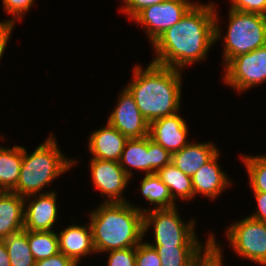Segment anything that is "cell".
I'll return each instance as SVG.
<instances>
[{
    "mask_svg": "<svg viewBox=\"0 0 266 266\" xmlns=\"http://www.w3.org/2000/svg\"><path fill=\"white\" fill-rule=\"evenodd\" d=\"M0 266H11L6 245L3 240H0Z\"/></svg>",
    "mask_w": 266,
    "mask_h": 266,
    "instance_id": "cell-37",
    "label": "cell"
},
{
    "mask_svg": "<svg viewBox=\"0 0 266 266\" xmlns=\"http://www.w3.org/2000/svg\"><path fill=\"white\" fill-rule=\"evenodd\" d=\"M217 153L218 150L212 143H188L180 151L172 153L171 163L192 177Z\"/></svg>",
    "mask_w": 266,
    "mask_h": 266,
    "instance_id": "cell-18",
    "label": "cell"
},
{
    "mask_svg": "<svg viewBox=\"0 0 266 266\" xmlns=\"http://www.w3.org/2000/svg\"><path fill=\"white\" fill-rule=\"evenodd\" d=\"M162 266H192L201 256L202 246H153Z\"/></svg>",
    "mask_w": 266,
    "mask_h": 266,
    "instance_id": "cell-22",
    "label": "cell"
},
{
    "mask_svg": "<svg viewBox=\"0 0 266 266\" xmlns=\"http://www.w3.org/2000/svg\"><path fill=\"white\" fill-rule=\"evenodd\" d=\"M119 163L123 170L130 177L132 176V173L127 166L143 170L146 172V174H150V152H148V136L143 138L128 139L125 143Z\"/></svg>",
    "mask_w": 266,
    "mask_h": 266,
    "instance_id": "cell-20",
    "label": "cell"
},
{
    "mask_svg": "<svg viewBox=\"0 0 266 266\" xmlns=\"http://www.w3.org/2000/svg\"><path fill=\"white\" fill-rule=\"evenodd\" d=\"M231 9L266 15V0H232Z\"/></svg>",
    "mask_w": 266,
    "mask_h": 266,
    "instance_id": "cell-31",
    "label": "cell"
},
{
    "mask_svg": "<svg viewBox=\"0 0 266 266\" xmlns=\"http://www.w3.org/2000/svg\"><path fill=\"white\" fill-rule=\"evenodd\" d=\"M14 23L8 21L0 22V60L7 46L9 36L12 32Z\"/></svg>",
    "mask_w": 266,
    "mask_h": 266,
    "instance_id": "cell-36",
    "label": "cell"
},
{
    "mask_svg": "<svg viewBox=\"0 0 266 266\" xmlns=\"http://www.w3.org/2000/svg\"><path fill=\"white\" fill-rule=\"evenodd\" d=\"M156 174L169 188L174 201L176 200V196L183 200L194 197L191 176L183 173L174 164L170 163L165 165Z\"/></svg>",
    "mask_w": 266,
    "mask_h": 266,
    "instance_id": "cell-21",
    "label": "cell"
},
{
    "mask_svg": "<svg viewBox=\"0 0 266 266\" xmlns=\"http://www.w3.org/2000/svg\"><path fill=\"white\" fill-rule=\"evenodd\" d=\"M227 29L224 37L225 64L234 57L266 45V15L230 8Z\"/></svg>",
    "mask_w": 266,
    "mask_h": 266,
    "instance_id": "cell-5",
    "label": "cell"
},
{
    "mask_svg": "<svg viewBox=\"0 0 266 266\" xmlns=\"http://www.w3.org/2000/svg\"><path fill=\"white\" fill-rule=\"evenodd\" d=\"M34 266H77L70 258L59 252L47 259L35 261Z\"/></svg>",
    "mask_w": 266,
    "mask_h": 266,
    "instance_id": "cell-34",
    "label": "cell"
},
{
    "mask_svg": "<svg viewBox=\"0 0 266 266\" xmlns=\"http://www.w3.org/2000/svg\"><path fill=\"white\" fill-rule=\"evenodd\" d=\"M250 177V186L254 192H266V155L243 156Z\"/></svg>",
    "mask_w": 266,
    "mask_h": 266,
    "instance_id": "cell-26",
    "label": "cell"
},
{
    "mask_svg": "<svg viewBox=\"0 0 266 266\" xmlns=\"http://www.w3.org/2000/svg\"><path fill=\"white\" fill-rule=\"evenodd\" d=\"M148 152H150V174L157 173L165 165L171 163L172 154L152 140L149 135Z\"/></svg>",
    "mask_w": 266,
    "mask_h": 266,
    "instance_id": "cell-27",
    "label": "cell"
},
{
    "mask_svg": "<svg viewBox=\"0 0 266 266\" xmlns=\"http://www.w3.org/2000/svg\"><path fill=\"white\" fill-rule=\"evenodd\" d=\"M57 235L59 252L70 258L76 265L82 256L96 252L90 225L87 227L71 225Z\"/></svg>",
    "mask_w": 266,
    "mask_h": 266,
    "instance_id": "cell-15",
    "label": "cell"
},
{
    "mask_svg": "<svg viewBox=\"0 0 266 266\" xmlns=\"http://www.w3.org/2000/svg\"><path fill=\"white\" fill-rule=\"evenodd\" d=\"M74 163V160L64 157L52 135L30 155L23 147L20 177L12 192L24 197L25 200L31 196L33 198L43 187L69 170Z\"/></svg>",
    "mask_w": 266,
    "mask_h": 266,
    "instance_id": "cell-4",
    "label": "cell"
},
{
    "mask_svg": "<svg viewBox=\"0 0 266 266\" xmlns=\"http://www.w3.org/2000/svg\"><path fill=\"white\" fill-rule=\"evenodd\" d=\"M108 123L128 139L143 138L149 135L150 123L141 114L133 95L127 88L121 92Z\"/></svg>",
    "mask_w": 266,
    "mask_h": 266,
    "instance_id": "cell-10",
    "label": "cell"
},
{
    "mask_svg": "<svg viewBox=\"0 0 266 266\" xmlns=\"http://www.w3.org/2000/svg\"><path fill=\"white\" fill-rule=\"evenodd\" d=\"M125 6L122 7L123 12H126L130 18H134L142 9L150 5L159 4L166 0H123Z\"/></svg>",
    "mask_w": 266,
    "mask_h": 266,
    "instance_id": "cell-33",
    "label": "cell"
},
{
    "mask_svg": "<svg viewBox=\"0 0 266 266\" xmlns=\"http://www.w3.org/2000/svg\"><path fill=\"white\" fill-rule=\"evenodd\" d=\"M11 266H34L35 260L29 248L27 230L22 229L3 239Z\"/></svg>",
    "mask_w": 266,
    "mask_h": 266,
    "instance_id": "cell-23",
    "label": "cell"
},
{
    "mask_svg": "<svg viewBox=\"0 0 266 266\" xmlns=\"http://www.w3.org/2000/svg\"><path fill=\"white\" fill-rule=\"evenodd\" d=\"M186 122L177 113L156 119L150 123L149 136L171 154L180 151L189 142Z\"/></svg>",
    "mask_w": 266,
    "mask_h": 266,
    "instance_id": "cell-12",
    "label": "cell"
},
{
    "mask_svg": "<svg viewBox=\"0 0 266 266\" xmlns=\"http://www.w3.org/2000/svg\"><path fill=\"white\" fill-rule=\"evenodd\" d=\"M213 4H195L181 20L167 29L152 45V62L181 70L205 58L209 47L221 37Z\"/></svg>",
    "mask_w": 266,
    "mask_h": 266,
    "instance_id": "cell-1",
    "label": "cell"
},
{
    "mask_svg": "<svg viewBox=\"0 0 266 266\" xmlns=\"http://www.w3.org/2000/svg\"><path fill=\"white\" fill-rule=\"evenodd\" d=\"M96 252L137 247L144 236V210L128 202H105L91 213Z\"/></svg>",
    "mask_w": 266,
    "mask_h": 266,
    "instance_id": "cell-3",
    "label": "cell"
},
{
    "mask_svg": "<svg viewBox=\"0 0 266 266\" xmlns=\"http://www.w3.org/2000/svg\"><path fill=\"white\" fill-rule=\"evenodd\" d=\"M27 239L35 261L47 259L59 253L58 235L54 231L27 230Z\"/></svg>",
    "mask_w": 266,
    "mask_h": 266,
    "instance_id": "cell-25",
    "label": "cell"
},
{
    "mask_svg": "<svg viewBox=\"0 0 266 266\" xmlns=\"http://www.w3.org/2000/svg\"><path fill=\"white\" fill-rule=\"evenodd\" d=\"M258 204V210L249 217L266 222V192H254Z\"/></svg>",
    "mask_w": 266,
    "mask_h": 266,
    "instance_id": "cell-35",
    "label": "cell"
},
{
    "mask_svg": "<svg viewBox=\"0 0 266 266\" xmlns=\"http://www.w3.org/2000/svg\"><path fill=\"white\" fill-rule=\"evenodd\" d=\"M136 266H162L157 250L148 242L136 247Z\"/></svg>",
    "mask_w": 266,
    "mask_h": 266,
    "instance_id": "cell-29",
    "label": "cell"
},
{
    "mask_svg": "<svg viewBox=\"0 0 266 266\" xmlns=\"http://www.w3.org/2000/svg\"><path fill=\"white\" fill-rule=\"evenodd\" d=\"M218 156L219 152L191 177L194 195L200 193L215 199L230 184L217 163Z\"/></svg>",
    "mask_w": 266,
    "mask_h": 266,
    "instance_id": "cell-17",
    "label": "cell"
},
{
    "mask_svg": "<svg viewBox=\"0 0 266 266\" xmlns=\"http://www.w3.org/2000/svg\"><path fill=\"white\" fill-rule=\"evenodd\" d=\"M56 193H40L35 201L24 205V229L29 231H52L57 219ZM27 207V209H26Z\"/></svg>",
    "mask_w": 266,
    "mask_h": 266,
    "instance_id": "cell-13",
    "label": "cell"
},
{
    "mask_svg": "<svg viewBox=\"0 0 266 266\" xmlns=\"http://www.w3.org/2000/svg\"><path fill=\"white\" fill-rule=\"evenodd\" d=\"M206 242L205 251L192 266H223L222 252L216 244L213 235H210Z\"/></svg>",
    "mask_w": 266,
    "mask_h": 266,
    "instance_id": "cell-28",
    "label": "cell"
},
{
    "mask_svg": "<svg viewBox=\"0 0 266 266\" xmlns=\"http://www.w3.org/2000/svg\"><path fill=\"white\" fill-rule=\"evenodd\" d=\"M33 2L34 0H3L4 9L8 14L10 13L14 16V19H8V22L15 23V17L17 19L22 18L21 15L29 10Z\"/></svg>",
    "mask_w": 266,
    "mask_h": 266,
    "instance_id": "cell-32",
    "label": "cell"
},
{
    "mask_svg": "<svg viewBox=\"0 0 266 266\" xmlns=\"http://www.w3.org/2000/svg\"><path fill=\"white\" fill-rule=\"evenodd\" d=\"M90 168L94 185L101 191L102 196L105 194L109 198L105 202H127L121 194L130 176L119 162L91 158Z\"/></svg>",
    "mask_w": 266,
    "mask_h": 266,
    "instance_id": "cell-11",
    "label": "cell"
},
{
    "mask_svg": "<svg viewBox=\"0 0 266 266\" xmlns=\"http://www.w3.org/2000/svg\"><path fill=\"white\" fill-rule=\"evenodd\" d=\"M176 206L144 210V233L154 225L155 244L151 246H202L194 232V221L185 224L178 215Z\"/></svg>",
    "mask_w": 266,
    "mask_h": 266,
    "instance_id": "cell-6",
    "label": "cell"
},
{
    "mask_svg": "<svg viewBox=\"0 0 266 266\" xmlns=\"http://www.w3.org/2000/svg\"><path fill=\"white\" fill-rule=\"evenodd\" d=\"M141 193L151 205H153V203L159 205L156 206V208L162 209L175 207L169 188L156 173L146 174L142 179Z\"/></svg>",
    "mask_w": 266,
    "mask_h": 266,
    "instance_id": "cell-24",
    "label": "cell"
},
{
    "mask_svg": "<svg viewBox=\"0 0 266 266\" xmlns=\"http://www.w3.org/2000/svg\"><path fill=\"white\" fill-rule=\"evenodd\" d=\"M108 266H136V247L109 251Z\"/></svg>",
    "mask_w": 266,
    "mask_h": 266,
    "instance_id": "cell-30",
    "label": "cell"
},
{
    "mask_svg": "<svg viewBox=\"0 0 266 266\" xmlns=\"http://www.w3.org/2000/svg\"><path fill=\"white\" fill-rule=\"evenodd\" d=\"M134 79L126 86L144 118L152 121L177 113L181 100L179 69L151 62L144 70L134 68Z\"/></svg>",
    "mask_w": 266,
    "mask_h": 266,
    "instance_id": "cell-2",
    "label": "cell"
},
{
    "mask_svg": "<svg viewBox=\"0 0 266 266\" xmlns=\"http://www.w3.org/2000/svg\"><path fill=\"white\" fill-rule=\"evenodd\" d=\"M24 197L0 191V240L24 229Z\"/></svg>",
    "mask_w": 266,
    "mask_h": 266,
    "instance_id": "cell-16",
    "label": "cell"
},
{
    "mask_svg": "<svg viewBox=\"0 0 266 266\" xmlns=\"http://www.w3.org/2000/svg\"><path fill=\"white\" fill-rule=\"evenodd\" d=\"M226 233L236 253L266 266V222L246 217Z\"/></svg>",
    "mask_w": 266,
    "mask_h": 266,
    "instance_id": "cell-7",
    "label": "cell"
},
{
    "mask_svg": "<svg viewBox=\"0 0 266 266\" xmlns=\"http://www.w3.org/2000/svg\"><path fill=\"white\" fill-rule=\"evenodd\" d=\"M224 80L237 91L266 81V45L232 58L226 64Z\"/></svg>",
    "mask_w": 266,
    "mask_h": 266,
    "instance_id": "cell-8",
    "label": "cell"
},
{
    "mask_svg": "<svg viewBox=\"0 0 266 266\" xmlns=\"http://www.w3.org/2000/svg\"><path fill=\"white\" fill-rule=\"evenodd\" d=\"M128 138L107 123L106 127L91 133L89 149L92 158L119 162Z\"/></svg>",
    "mask_w": 266,
    "mask_h": 266,
    "instance_id": "cell-14",
    "label": "cell"
},
{
    "mask_svg": "<svg viewBox=\"0 0 266 266\" xmlns=\"http://www.w3.org/2000/svg\"><path fill=\"white\" fill-rule=\"evenodd\" d=\"M193 5L189 0H166L142 9L133 19L146 27L153 44L167 29L178 23Z\"/></svg>",
    "mask_w": 266,
    "mask_h": 266,
    "instance_id": "cell-9",
    "label": "cell"
},
{
    "mask_svg": "<svg viewBox=\"0 0 266 266\" xmlns=\"http://www.w3.org/2000/svg\"><path fill=\"white\" fill-rule=\"evenodd\" d=\"M23 147H0V191H12L20 177Z\"/></svg>",
    "mask_w": 266,
    "mask_h": 266,
    "instance_id": "cell-19",
    "label": "cell"
}]
</instances>
